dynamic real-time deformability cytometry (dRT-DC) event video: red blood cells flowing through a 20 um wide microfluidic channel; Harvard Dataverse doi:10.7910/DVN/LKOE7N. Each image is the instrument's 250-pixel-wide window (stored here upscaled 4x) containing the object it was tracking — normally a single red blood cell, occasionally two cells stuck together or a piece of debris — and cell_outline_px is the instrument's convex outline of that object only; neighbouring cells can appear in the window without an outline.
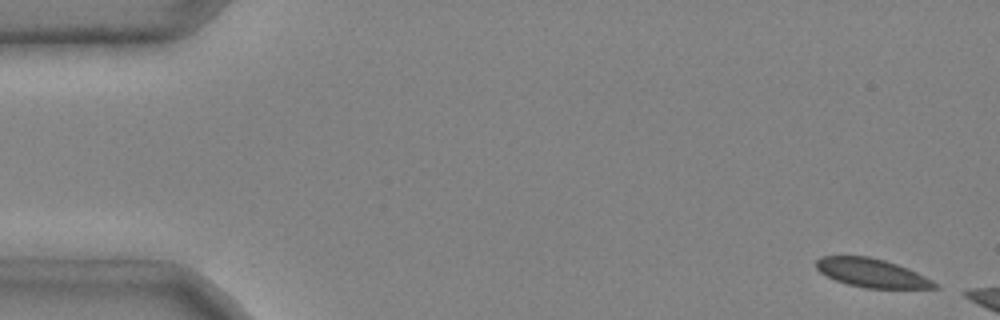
{"species": "common noctule bat (a hibernating species)", "species_latin": "Nyctalus noctula", "temperature_condition": "cold", "stored_images_in_passage": 3, "camera_frame_rate_fps": 3000, "um_per_image_px": 0.085, "animal": {"sex": "male", "body_mass_g": 20.4}, "frame": {"image": 1, "passage_image": 1, "time_ms": 0.0, "image_size_px": [1000, 320], "cell_outline_px": [[940, 288], [864, 288], [848, 284], [836, 280], [820, 272], [816, 268], [816, 260], [820, 256], [868, 256], [884, 260], [908, 268], [940, 284]], "centroid_in_image_um": [74.11, 23.2], "position_along_channel_um": 10.9, "area_um2": 19.71}}